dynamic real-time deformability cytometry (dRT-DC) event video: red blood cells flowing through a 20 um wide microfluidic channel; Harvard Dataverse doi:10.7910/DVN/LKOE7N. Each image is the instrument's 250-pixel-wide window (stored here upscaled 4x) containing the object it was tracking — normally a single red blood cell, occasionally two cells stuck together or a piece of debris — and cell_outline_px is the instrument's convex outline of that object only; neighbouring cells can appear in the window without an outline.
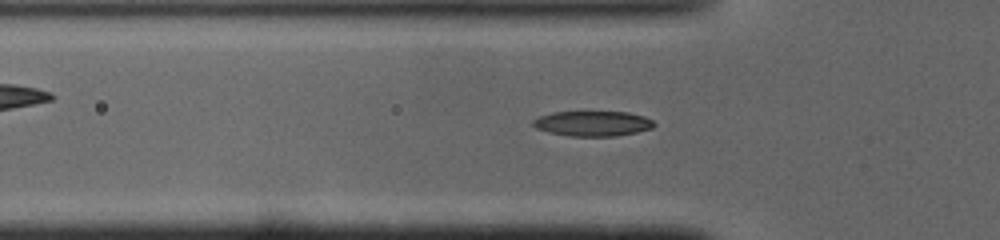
{"species": "common noctule bat (a hibernating species)", "species_latin": "Nyctalus noctula", "temperature_condition": "cold", "stored_images_in_passage": 30, "camera_frame_rate_fps": 3000, "um_per_image_px": 0.085, "animal": {"sex": "male", "body_mass_g": 19.0, "forearm_length_mm": 50.8}, "frame": {"image": 1, "passage_image": 6, "time_ms": 1.667, "image_size_px": [1000, 240], "cell_outline_px": [[656, 124], [652, 128], [636, 132], [616, 136], [568, 136], [548, 132], [536, 128], [532, 124], [532, 120], [540, 116], [552, 112], [628, 112], [644, 116], [652, 120]], "centroid_in_image_um": [50.37, 10.5], "position_along_channel_um": 75.4, "area_um2": 17.74}}
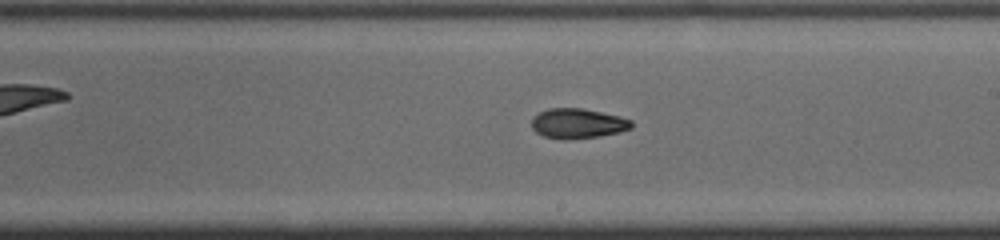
{"frame": {"image": 2, "passage_image": 18, "time_ms": 5.667, "image_size_px": [1000, 240], "cell_outline_px": [[632, 128], [620, 132], [600, 136], [564, 140], [544, 136], [536, 132], [532, 128], [532, 120], [540, 112], [548, 108], [580, 108], [620, 116], [632, 120]], "centroid_in_image_um": [49.13, 10.5], "position_along_channel_um": 239.9, "area_um2": 17.34}}
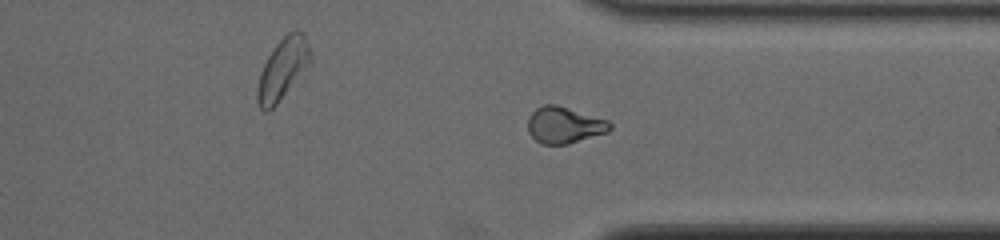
{"frame": {"image": 3, "passage_image": 27, "time_ms": 8.667, "image_size_px": [1000, 240], "cell_outline_px": [[612, 128], [608, 132], [568, 144], [540, 144], [528, 132], [528, 120], [532, 112], [536, 108], [544, 104], [556, 104], [608, 120], [612, 124]], "centroid_in_image_um": [47.97, 10.63], "position_along_channel_um": 363.4, "area_um2": 17.46}}